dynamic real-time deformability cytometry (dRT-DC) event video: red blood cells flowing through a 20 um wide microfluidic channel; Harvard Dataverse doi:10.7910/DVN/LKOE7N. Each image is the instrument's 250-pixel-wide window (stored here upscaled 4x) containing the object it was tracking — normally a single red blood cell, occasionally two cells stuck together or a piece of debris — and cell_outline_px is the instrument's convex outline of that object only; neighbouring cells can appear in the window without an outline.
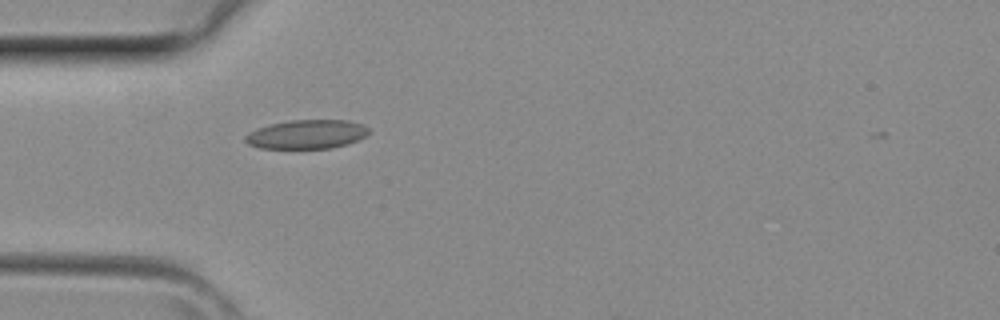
{"species": "common noctule bat (a hibernating species)", "species_latin": "Nyctalus noctula", "temperature_condition": "room temperature", "stored_images_in_passage": 3, "camera_frame_rate_fps": 3000, "um_per_image_px": 0.085, "animal": {"sex": "female", "body_mass_g": 29.2, "forearm_length_mm": 56.3}, "frame": {"image": 1, "passage_image": 3, "time_ms": 0.667, "image_size_px": [1000, 320], "cell_outline_px": [[368, 132], [364, 136], [348, 144], [332, 148], [260, 148], [248, 144], [244, 140], [244, 136], [248, 132], [256, 128], [268, 124], [288, 120], [348, 120], [364, 124], [368, 128]], "centroid_in_image_um": [26.03, 11.4], "position_along_channel_um": 59.0, "area_um2": 20.98}}